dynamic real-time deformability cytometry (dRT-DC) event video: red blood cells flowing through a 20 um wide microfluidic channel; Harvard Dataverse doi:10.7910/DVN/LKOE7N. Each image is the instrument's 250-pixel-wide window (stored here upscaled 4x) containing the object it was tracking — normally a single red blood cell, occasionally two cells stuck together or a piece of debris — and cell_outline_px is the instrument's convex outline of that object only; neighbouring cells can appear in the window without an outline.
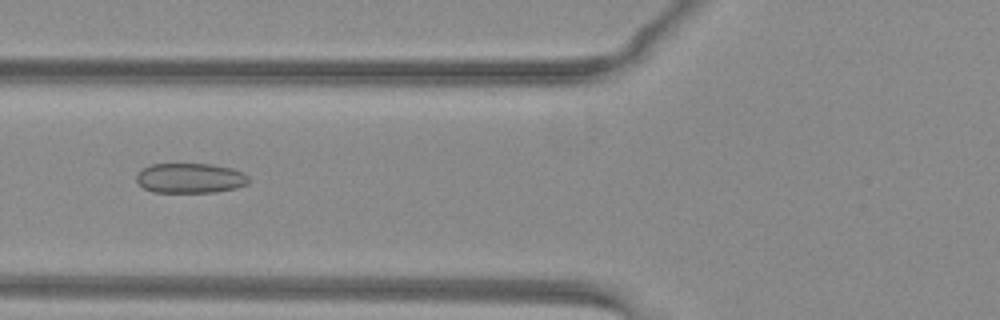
{"species": "common noctule bat (a hibernating species)", "species_latin": "Nyctalus noctula", "temperature_condition": "warm", "stored_images_in_passage": 43, "camera_frame_rate_fps": 3000, "um_per_image_px": 0.085, "animal": {"sex": "female", "body_mass_g": 29.2, "forearm_length_mm": 56.3}, "frame": {"image": 1, "passage_image": 12, "time_ms": 3.667, "image_size_px": [1000, 320], "cell_outline_px": [[248, 184], [236, 188], [216, 192], [152, 192], [144, 188], [136, 180], [136, 172], [140, 168], [152, 164], [212, 164], [232, 168], [244, 172], [248, 176]], "centroid_in_image_um": [16.15, 15.13], "position_along_channel_um": 109.6, "area_um2": 19.83}}
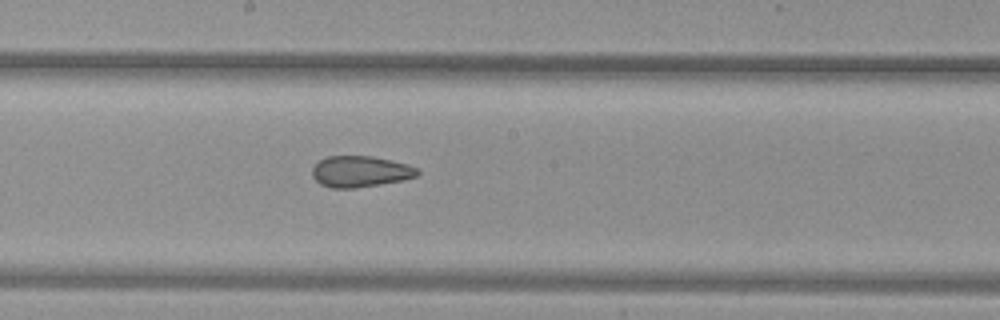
{"frame": {"image": 2, "passage_image": 20, "time_ms": 6.333, "image_size_px": [1000, 320], "cell_outline_px": [[420, 172], [416, 176], [404, 180], [380, 184], [352, 188], [332, 188], [320, 184], [312, 176], [312, 168], [320, 160], [328, 156], [372, 156], [392, 160], [408, 164], [416, 168]], "centroid_in_image_um": [30.63, 14.57], "position_along_channel_um": 217.6, "area_um2": 19.07}}
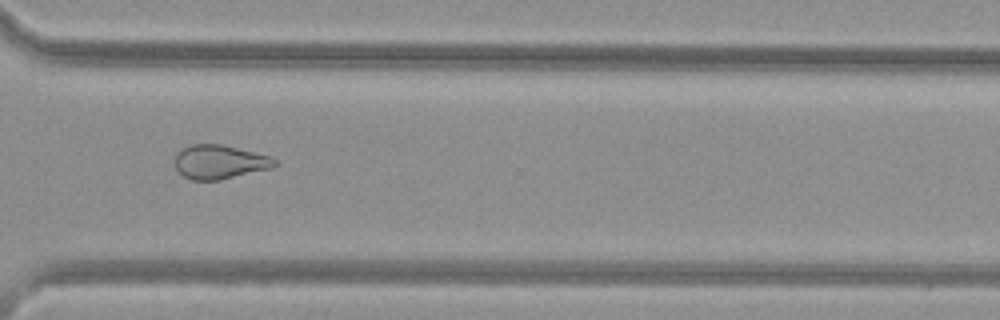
{"frame": {"image": 3, "passage_image": 30, "time_ms": 9.667, "image_size_px": [1000, 320], "cell_outline_px": [[276, 164], [272, 168], [220, 180], [192, 180], [184, 176], [176, 168], [172, 160], [176, 152], [180, 148], [192, 144], [220, 144], [268, 156], [276, 160]], "centroid_in_image_um": [18.58, 13.76], "position_along_channel_um": 352.0, "area_um2": 19.77}, "authors_computed_cell_mechanics": {"area_um2": 20.7502, "velocity_mm_per_s": 4.0386, "shape_relaxation_time_tau1_ms": null, "shape_relaxation_time_tau2_ms": 2.4717, "deformation_change_tau1": null, "deformation_change_tau2": 0.0988}}